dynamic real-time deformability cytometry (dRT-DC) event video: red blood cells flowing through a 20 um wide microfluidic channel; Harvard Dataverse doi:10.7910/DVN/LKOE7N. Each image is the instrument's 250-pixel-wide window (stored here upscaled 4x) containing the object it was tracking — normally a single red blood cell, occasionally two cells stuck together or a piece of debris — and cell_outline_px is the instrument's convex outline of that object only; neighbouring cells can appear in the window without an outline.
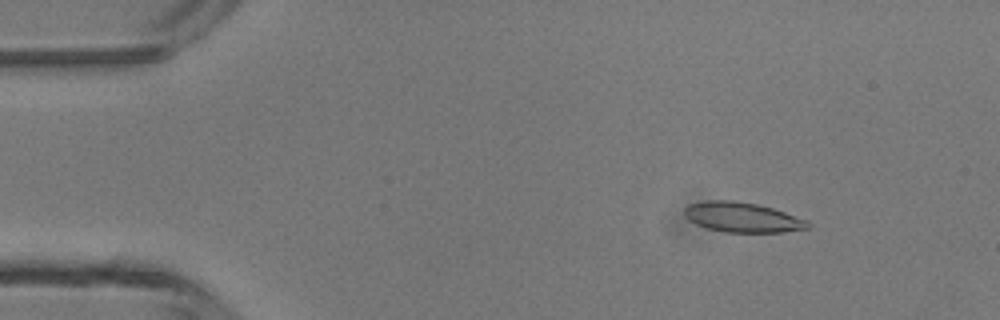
{"species": "common noctule bat (a hibernating species)", "species_latin": "Nyctalus noctula", "temperature_condition": "room temperature", "stored_images_in_passage": 4, "camera_frame_rate_fps": 3000, "um_per_image_px": 0.085, "animal": {"sex": "male", "body_mass_g": 13.3}, "frame": {"image": 1, "passage_image": 2, "time_ms": 1.0, "image_size_px": [1000, 320], "cell_outline_px": [[812, 224], [808, 228], [784, 232], [724, 232], [708, 228], [696, 224], [688, 220], [684, 216], [684, 208], [688, 204], [708, 200], [732, 200], [756, 204], [772, 208], [808, 220]], "centroid_in_image_um": [63.08, 18.47], "position_along_channel_um": 21.9, "area_um2": 21.56}}
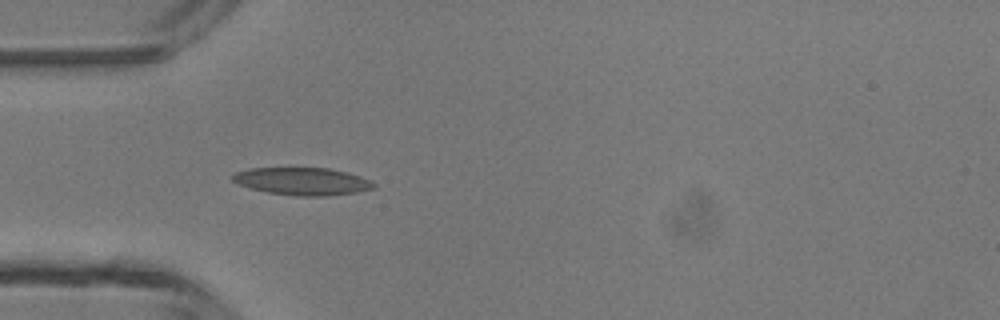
{"frame": {"image": 2, "passage_image": 4, "time_ms": 3.667, "image_size_px": [1000, 320], "cell_outline_px": [[376, 188], [356, 192], [328, 196], [296, 196], [268, 192], [248, 188], [236, 184], [232, 180], [232, 176], [236, 172], [248, 168], [328, 168], [348, 172], [372, 180], [376, 184]], "centroid_in_image_um": [25.71, 15.41], "position_along_channel_um": 59.3, "area_um2": 22.89}}